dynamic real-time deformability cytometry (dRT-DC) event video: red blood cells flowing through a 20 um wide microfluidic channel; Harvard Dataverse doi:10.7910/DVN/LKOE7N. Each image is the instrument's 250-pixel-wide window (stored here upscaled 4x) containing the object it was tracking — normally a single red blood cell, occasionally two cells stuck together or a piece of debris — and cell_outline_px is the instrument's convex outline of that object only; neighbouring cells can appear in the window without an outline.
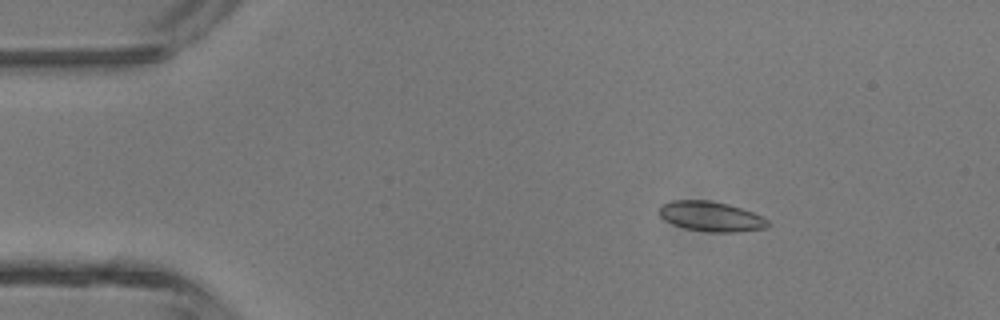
{"species": "common noctule bat (a hibernating species)", "species_latin": "Nyctalus noctula", "temperature_condition": "room temperature", "stored_images_in_passage": 4, "camera_frame_rate_fps": 3000, "um_per_image_px": 0.085, "animal": {"sex": "male", "body_mass_g": 13.3}, "frame": {"image": 1, "passage_image": 3, "time_ms": 0.667, "image_size_px": [1000, 320], "cell_outline_px": [[768, 228], [736, 232], [708, 232], [684, 228], [672, 224], [664, 220], [660, 216], [660, 204], [672, 200], [708, 200], [728, 204], [752, 212], [768, 220]], "centroid_in_image_um": [60.4, 18.4], "position_along_channel_um": 24.6, "area_um2": 18.96}}